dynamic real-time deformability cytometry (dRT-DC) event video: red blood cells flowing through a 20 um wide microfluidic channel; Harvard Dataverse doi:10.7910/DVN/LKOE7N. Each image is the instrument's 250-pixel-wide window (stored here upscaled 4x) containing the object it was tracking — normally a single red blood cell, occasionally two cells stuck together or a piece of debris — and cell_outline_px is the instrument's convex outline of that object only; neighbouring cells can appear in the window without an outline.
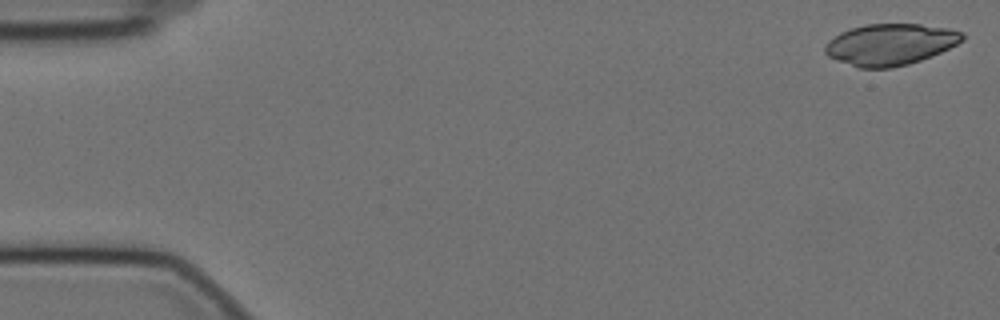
{"species": "Egyptian fruit bat (a non-hibernating species)", "species_latin": "Rousettus aegyptiacus", "temperature_condition": "cold", "stored_images_in_passage": 18, "camera_frame_rate_fps": 3000, "um_per_image_px": 0.085, "animal": {"sex": "female"}, "frame": {"image": 1, "passage_image": 1, "time_ms": 0.0, "image_size_px": [1000, 320], "cell_outline_px": [[964, 40], [940, 52], [920, 60], [908, 64], [892, 68], [860, 68], [836, 60], [828, 56], [824, 52], [824, 48], [828, 40], [840, 32], [864, 24], [920, 24], [948, 28], [964, 32]], "centroid_in_image_um": [75.65, 3.77], "position_along_channel_um": 9.3, "area_um2": 33.12}}